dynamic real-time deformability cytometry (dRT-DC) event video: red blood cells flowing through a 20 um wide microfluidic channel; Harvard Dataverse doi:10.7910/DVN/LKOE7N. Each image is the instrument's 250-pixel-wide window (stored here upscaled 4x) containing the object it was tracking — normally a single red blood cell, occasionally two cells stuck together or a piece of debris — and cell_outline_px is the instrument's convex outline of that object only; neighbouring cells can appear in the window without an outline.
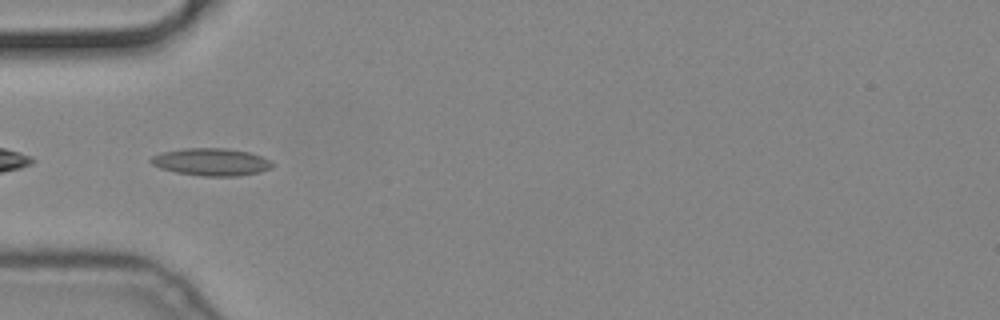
{"species": "common noctule bat (a hibernating species)", "species_latin": "Nyctalus noctula", "temperature_condition": "cold", "stored_images_in_passage": 39, "camera_frame_rate_fps": 3000, "um_per_image_px": 0.085, "animal": {"sex": "male", "body_mass_g": 19.2, "forearm_length_mm": 51.8}, "frame": {"image": 1, "passage_image": 2, "time_ms": 0.333, "image_size_px": [1000, 320], "cell_outline_px": [[272, 168], [260, 172], [236, 176], [204, 176], [176, 172], [160, 168], [152, 164], [148, 160], [152, 156], [160, 152], [184, 148], [224, 148], [248, 152], [260, 156], [268, 160], [272, 164]], "centroid_in_image_um": [17.91, 13.76], "position_along_channel_um": 67.1, "area_um2": 19.31}}
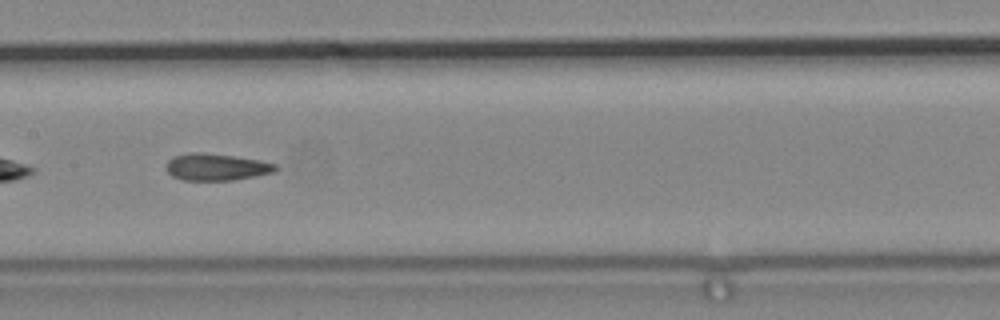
{"frame": {"image": 2, "passage_image": 12, "time_ms": 3.667, "image_size_px": [1000, 320], "cell_outline_px": [[276, 168], [272, 172], [256, 176], [232, 180], [184, 180], [172, 176], [168, 172], [168, 160], [172, 156], [188, 152], [200, 152], [236, 156], [260, 160], [276, 164]], "centroid_in_image_um": [18.37, 14.18], "position_along_channel_um": 189.0, "area_um2": 17.05}}
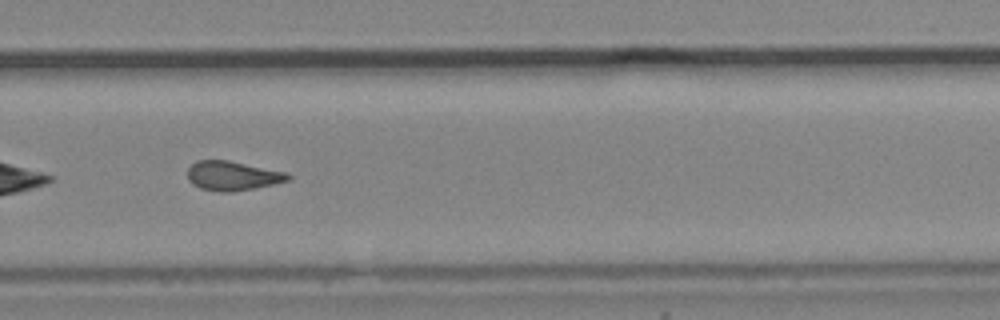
{"frame": {"image": 3, "passage_image": 22, "time_ms": 7.0, "image_size_px": [1000, 320], "cell_outline_px": [[292, 176], [288, 180], [256, 188], [228, 192], [220, 192], [200, 188], [192, 184], [188, 180], [188, 168], [196, 160], [228, 160], [288, 172]], "centroid_in_image_um": [19.76, 14.93], "position_along_channel_um": 310.0, "area_um2": 17.22}}